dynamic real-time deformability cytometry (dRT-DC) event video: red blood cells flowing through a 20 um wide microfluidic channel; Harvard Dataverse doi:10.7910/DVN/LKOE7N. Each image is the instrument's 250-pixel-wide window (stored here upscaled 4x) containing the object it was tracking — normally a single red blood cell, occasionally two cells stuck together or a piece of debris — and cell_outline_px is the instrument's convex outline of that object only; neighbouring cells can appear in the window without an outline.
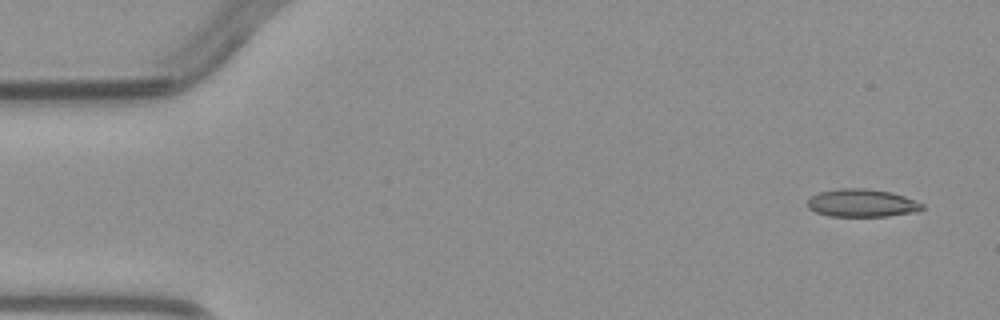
{"species": "common noctule bat (a hibernating species)", "species_latin": "Nyctalus noctula", "temperature_condition": "warm", "stored_images_in_passage": 5, "camera_frame_rate_fps": 3000, "um_per_image_px": 0.085, "animal": {"sex": "male", "body_mass_g": 23.1, "forearm_length_mm": 52.7}, "frame": {"image": 1, "passage_image": 1, "time_ms": 0.0, "image_size_px": [1000, 320], "cell_outline_px": [[924, 208], [920, 212], [888, 216], [828, 216], [816, 212], [808, 208], [808, 200], [812, 196], [820, 192], [836, 188], [868, 188], [892, 192], [904, 196], [924, 204]], "centroid_in_image_um": [73.3, 17.26], "position_along_channel_um": 11.7, "area_um2": 18.84}}
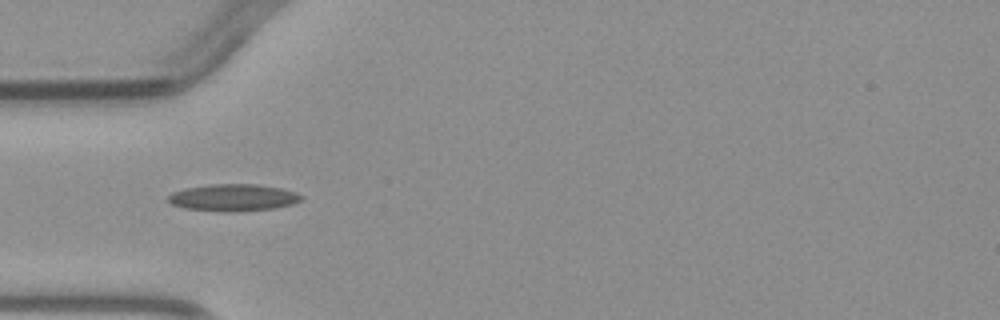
{"frame": {"image": 2, "passage_image": 4, "time_ms": 4.0, "image_size_px": [1000, 320], "cell_outline_px": [[304, 196], [300, 200], [292, 204], [272, 208], [240, 212], [224, 212], [184, 208], [172, 204], [168, 200], [168, 196], [172, 192], [184, 188], [212, 184], [256, 184], [280, 188], [296, 192]], "centroid_in_image_um": [19.81, 16.8], "position_along_channel_um": 65.2, "area_um2": 20.98}}
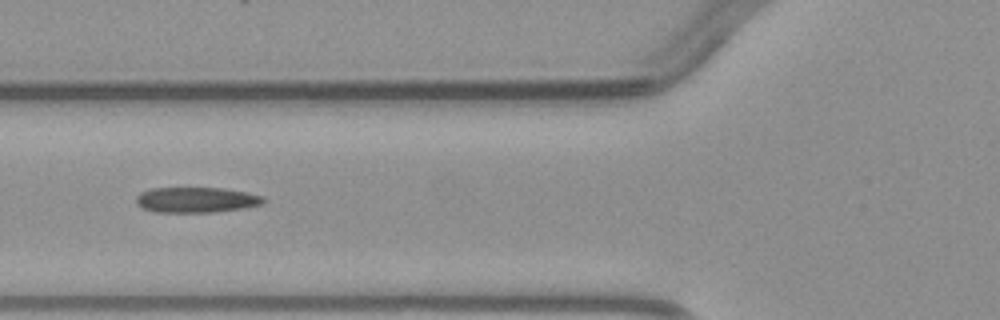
{"frame": {"image": 3, "passage_image": 5, "time_ms": 5.0, "image_size_px": [1000, 320], "cell_outline_px": [[264, 200], [260, 204], [240, 208], [212, 212], [156, 212], [140, 208], [136, 204], [136, 196], [140, 192], [152, 188], [224, 188], [248, 192], [264, 196]], "centroid_in_image_um": [16.62, 16.98], "position_along_channel_um": 109.2, "area_um2": 18.84}}